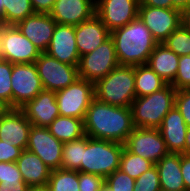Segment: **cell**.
I'll return each instance as SVG.
<instances>
[{
  "instance_id": "obj_1",
  "label": "cell",
  "mask_w": 190,
  "mask_h": 191,
  "mask_svg": "<svg viewBox=\"0 0 190 191\" xmlns=\"http://www.w3.org/2000/svg\"><path fill=\"white\" fill-rule=\"evenodd\" d=\"M131 107H117L94 98L84 119L85 135L124 144L134 129Z\"/></svg>"
},
{
  "instance_id": "obj_2",
  "label": "cell",
  "mask_w": 190,
  "mask_h": 191,
  "mask_svg": "<svg viewBox=\"0 0 190 191\" xmlns=\"http://www.w3.org/2000/svg\"><path fill=\"white\" fill-rule=\"evenodd\" d=\"M110 37L114 41L119 65L147 64L150 54L158 44L139 17L111 31Z\"/></svg>"
},
{
  "instance_id": "obj_3",
  "label": "cell",
  "mask_w": 190,
  "mask_h": 191,
  "mask_svg": "<svg viewBox=\"0 0 190 191\" xmlns=\"http://www.w3.org/2000/svg\"><path fill=\"white\" fill-rule=\"evenodd\" d=\"M124 144L83 136L81 172L103 178L119 169Z\"/></svg>"
},
{
  "instance_id": "obj_4",
  "label": "cell",
  "mask_w": 190,
  "mask_h": 191,
  "mask_svg": "<svg viewBox=\"0 0 190 191\" xmlns=\"http://www.w3.org/2000/svg\"><path fill=\"white\" fill-rule=\"evenodd\" d=\"M134 66L118 65L94 84L95 98L117 107H131L136 98Z\"/></svg>"
},
{
  "instance_id": "obj_5",
  "label": "cell",
  "mask_w": 190,
  "mask_h": 191,
  "mask_svg": "<svg viewBox=\"0 0 190 191\" xmlns=\"http://www.w3.org/2000/svg\"><path fill=\"white\" fill-rule=\"evenodd\" d=\"M176 89L168 84L160 91L136 97L131 105L134 127L159 128L175 105Z\"/></svg>"
},
{
  "instance_id": "obj_6",
  "label": "cell",
  "mask_w": 190,
  "mask_h": 191,
  "mask_svg": "<svg viewBox=\"0 0 190 191\" xmlns=\"http://www.w3.org/2000/svg\"><path fill=\"white\" fill-rule=\"evenodd\" d=\"M118 65L114 41L109 37L93 52L80 57L78 75L79 78L95 84Z\"/></svg>"
},
{
  "instance_id": "obj_7",
  "label": "cell",
  "mask_w": 190,
  "mask_h": 191,
  "mask_svg": "<svg viewBox=\"0 0 190 191\" xmlns=\"http://www.w3.org/2000/svg\"><path fill=\"white\" fill-rule=\"evenodd\" d=\"M56 93L60 116L85 119L87 109L95 98L94 83L78 78Z\"/></svg>"
},
{
  "instance_id": "obj_8",
  "label": "cell",
  "mask_w": 190,
  "mask_h": 191,
  "mask_svg": "<svg viewBox=\"0 0 190 191\" xmlns=\"http://www.w3.org/2000/svg\"><path fill=\"white\" fill-rule=\"evenodd\" d=\"M1 59L13 64L35 63L40 51L15 25L0 24Z\"/></svg>"
},
{
  "instance_id": "obj_9",
  "label": "cell",
  "mask_w": 190,
  "mask_h": 191,
  "mask_svg": "<svg viewBox=\"0 0 190 191\" xmlns=\"http://www.w3.org/2000/svg\"><path fill=\"white\" fill-rule=\"evenodd\" d=\"M35 65L44 90L57 92L79 78L77 66L60 62L45 52L40 53Z\"/></svg>"
},
{
  "instance_id": "obj_10",
  "label": "cell",
  "mask_w": 190,
  "mask_h": 191,
  "mask_svg": "<svg viewBox=\"0 0 190 191\" xmlns=\"http://www.w3.org/2000/svg\"><path fill=\"white\" fill-rule=\"evenodd\" d=\"M12 108L20 109L44 90L35 63L13 64L11 73Z\"/></svg>"
},
{
  "instance_id": "obj_11",
  "label": "cell",
  "mask_w": 190,
  "mask_h": 191,
  "mask_svg": "<svg viewBox=\"0 0 190 191\" xmlns=\"http://www.w3.org/2000/svg\"><path fill=\"white\" fill-rule=\"evenodd\" d=\"M124 147L129 152L139 155L153 164L169 153L157 128L135 127L127 137Z\"/></svg>"
},
{
  "instance_id": "obj_12",
  "label": "cell",
  "mask_w": 190,
  "mask_h": 191,
  "mask_svg": "<svg viewBox=\"0 0 190 191\" xmlns=\"http://www.w3.org/2000/svg\"><path fill=\"white\" fill-rule=\"evenodd\" d=\"M138 17L157 43H163L182 24L181 11L178 9L139 6Z\"/></svg>"
},
{
  "instance_id": "obj_13",
  "label": "cell",
  "mask_w": 190,
  "mask_h": 191,
  "mask_svg": "<svg viewBox=\"0 0 190 191\" xmlns=\"http://www.w3.org/2000/svg\"><path fill=\"white\" fill-rule=\"evenodd\" d=\"M63 142L54 137L48 127L32 125L26 150L36 154L51 170L61 168Z\"/></svg>"
},
{
  "instance_id": "obj_14",
  "label": "cell",
  "mask_w": 190,
  "mask_h": 191,
  "mask_svg": "<svg viewBox=\"0 0 190 191\" xmlns=\"http://www.w3.org/2000/svg\"><path fill=\"white\" fill-rule=\"evenodd\" d=\"M139 0H95V14L111 32L138 17Z\"/></svg>"
},
{
  "instance_id": "obj_15",
  "label": "cell",
  "mask_w": 190,
  "mask_h": 191,
  "mask_svg": "<svg viewBox=\"0 0 190 191\" xmlns=\"http://www.w3.org/2000/svg\"><path fill=\"white\" fill-rule=\"evenodd\" d=\"M56 24L50 14L34 13L15 26L41 53H44L51 42Z\"/></svg>"
},
{
  "instance_id": "obj_16",
  "label": "cell",
  "mask_w": 190,
  "mask_h": 191,
  "mask_svg": "<svg viewBox=\"0 0 190 191\" xmlns=\"http://www.w3.org/2000/svg\"><path fill=\"white\" fill-rule=\"evenodd\" d=\"M45 53L60 62L78 67L80 55L76 45L75 26L56 24Z\"/></svg>"
},
{
  "instance_id": "obj_17",
  "label": "cell",
  "mask_w": 190,
  "mask_h": 191,
  "mask_svg": "<svg viewBox=\"0 0 190 191\" xmlns=\"http://www.w3.org/2000/svg\"><path fill=\"white\" fill-rule=\"evenodd\" d=\"M34 126L48 127L60 115L54 91L43 90L20 108Z\"/></svg>"
},
{
  "instance_id": "obj_18",
  "label": "cell",
  "mask_w": 190,
  "mask_h": 191,
  "mask_svg": "<svg viewBox=\"0 0 190 191\" xmlns=\"http://www.w3.org/2000/svg\"><path fill=\"white\" fill-rule=\"evenodd\" d=\"M31 126L21 109L7 108L1 114L0 140H9L15 147L26 150Z\"/></svg>"
},
{
  "instance_id": "obj_19",
  "label": "cell",
  "mask_w": 190,
  "mask_h": 191,
  "mask_svg": "<svg viewBox=\"0 0 190 191\" xmlns=\"http://www.w3.org/2000/svg\"><path fill=\"white\" fill-rule=\"evenodd\" d=\"M49 14L57 24L77 26L95 14V0H56Z\"/></svg>"
},
{
  "instance_id": "obj_20",
  "label": "cell",
  "mask_w": 190,
  "mask_h": 191,
  "mask_svg": "<svg viewBox=\"0 0 190 191\" xmlns=\"http://www.w3.org/2000/svg\"><path fill=\"white\" fill-rule=\"evenodd\" d=\"M109 37L110 31L96 14L75 26L76 45L80 57L93 52Z\"/></svg>"
},
{
  "instance_id": "obj_21",
  "label": "cell",
  "mask_w": 190,
  "mask_h": 191,
  "mask_svg": "<svg viewBox=\"0 0 190 191\" xmlns=\"http://www.w3.org/2000/svg\"><path fill=\"white\" fill-rule=\"evenodd\" d=\"M158 129L169 153L184 154L185 137L188 127L175 105L165 115Z\"/></svg>"
},
{
  "instance_id": "obj_22",
  "label": "cell",
  "mask_w": 190,
  "mask_h": 191,
  "mask_svg": "<svg viewBox=\"0 0 190 191\" xmlns=\"http://www.w3.org/2000/svg\"><path fill=\"white\" fill-rule=\"evenodd\" d=\"M16 164L29 188L47 186L51 169L36 154L23 150Z\"/></svg>"
},
{
  "instance_id": "obj_23",
  "label": "cell",
  "mask_w": 190,
  "mask_h": 191,
  "mask_svg": "<svg viewBox=\"0 0 190 191\" xmlns=\"http://www.w3.org/2000/svg\"><path fill=\"white\" fill-rule=\"evenodd\" d=\"M160 187L166 191H186L181 172V154L168 153L155 164Z\"/></svg>"
},
{
  "instance_id": "obj_24",
  "label": "cell",
  "mask_w": 190,
  "mask_h": 191,
  "mask_svg": "<svg viewBox=\"0 0 190 191\" xmlns=\"http://www.w3.org/2000/svg\"><path fill=\"white\" fill-rule=\"evenodd\" d=\"M178 63L179 56L164 44L158 43L150 54L147 64L165 82L171 84L176 77Z\"/></svg>"
},
{
  "instance_id": "obj_25",
  "label": "cell",
  "mask_w": 190,
  "mask_h": 191,
  "mask_svg": "<svg viewBox=\"0 0 190 191\" xmlns=\"http://www.w3.org/2000/svg\"><path fill=\"white\" fill-rule=\"evenodd\" d=\"M48 129L54 137L63 143L85 136L84 120L80 118L59 115L48 126Z\"/></svg>"
},
{
  "instance_id": "obj_26",
  "label": "cell",
  "mask_w": 190,
  "mask_h": 191,
  "mask_svg": "<svg viewBox=\"0 0 190 191\" xmlns=\"http://www.w3.org/2000/svg\"><path fill=\"white\" fill-rule=\"evenodd\" d=\"M136 97L152 94L165 88V82L148 64L134 66Z\"/></svg>"
},
{
  "instance_id": "obj_27",
  "label": "cell",
  "mask_w": 190,
  "mask_h": 191,
  "mask_svg": "<svg viewBox=\"0 0 190 191\" xmlns=\"http://www.w3.org/2000/svg\"><path fill=\"white\" fill-rule=\"evenodd\" d=\"M46 187L49 191H79V172L62 168L51 170Z\"/></svg>"
},
{
  "instance_id": "obj_28",
  "label": "cell",
  "mask_w": 190,
  "mask_h": 191,
  "mask_svg": "<svg viewBox=\"0 0 190 191\" xmlns=\"http://www.w3.org/2000/svg\"><path fill=\"white\" fill-rule=\"evenodd\" d=\"M34 13L31 0H4L3 25H16Z\"/></svg>"
},
{
  "instance_id": "obj_29",
  "label": "cell",
  "mask_w": 190,
  "mask_h": 191,
  "mask_svg": "<svg viewBox=\"0 0 190 191\" xmlns=\"http://www.w3.org/2000/svg\"><path fill=\"white\" fill-rule=\"evenodd\" d=\"M153 165L154 164L151 161L129 152L124 147L120 157L119 170L136 180Z\"/></svg>"
},
{
  "instance_id": "obj_30",
  "label": "cell",
  "mask_w": 190,
  "mask_h": 191,
  "mask_svg": "<svg viewBox=\"0 0 190 191\" xmlns=\"http://www.w3.org/2000/svg\"><path fill=\"white\" fill-rule=\"evenodd\" d=\"M83 156V137L70 142H65L62 149V169L81 172Z\"/></svg>"
},
{
  "instance_id": "obj_31",
  "label": "cell",
  "mask_w": 190,
  "mask_h": 191,
  "mask_svg": "<svg viewBox=\"0 0 190 191\" xmlns=\"http://www.w3.org/2000/svg\"><path fill=\"white\" fill-rule=\"evenodd\" d=\"M162 44L179 57L190 55V31L181 24Z\"/></svg>"
},
{
  "instance_id": "obj_32",
  "label": "cell",
  "mask_w": 190,
  "mask_h": 191,
  "mask_svg": "<svg viewBox=\"0 0 190 191\" xmlns=\"http://www.w3.org/2000/svg\"><path fill=\"white\" fill-rule=\"evenodd\" d=\"M13 63L0 59V101L12 108L11 73Z\"/></svg>"
},
{
  "instance_id": "obj_33",
  "label": "cell",
  "mask_w": 190,
  "mask_h": 191,
  "mask_svg": "<svg viewBox=\"0 0 190 191\" xmlns=\"http://www.w3.org/2000/svg\"><path fill=\"white\" fill-rule=\"evenodd\" d=\"M159 174L155 164L135 180L133 191H160Z\"/></svg>"
},
{
  "instance_id": "obj_34",
  "label": "cell",
  "mask_w": 190,
  "mask_h": 191,
  "mask_svg": "<svg viewBox=\"0 0 190 191\" xmlns=\"http://www.w3.org/2000/svg\"><path fill=\"white\" fill-rule=\"evenodd\" d=\"M105 183L112 191H133L135 179L117 169L105 178Z\"/></svg>"
},
{
  "instance_id": "obj_35",
  "label": "cell",
  "mask_w": 190,
  "mask_h": 191,
  "mask_svg": "<svg viewBox=\"0 0 190 191\" xmlns=\"http://www.w3.org/2000/svg\"><path fill=\"white\" fill-rule=\"evenodd\" d=\"M171 85L176 90L190 89V55L179 57L178 70Z\"/></svg>"
},
{
  "instance_id": "obj_36",
  "label": "cell",
  "mask_w": 190,
  "mask_h": 191,
  "mask_svg": "<svg viewBox=\"0 0 190 191\" xmlns=\"http://www.w3.org/2000/svg\"><path fill=\"white\" fill-rule=\"evenodd\" d=\"M175 106L185 120L187 127L190 126V89L176 91Z\"/></svg>"
},
{
  "instance_id": "obj_37",
  "label": "cell",
  "mask_w": 190,
  "mask_h": 191,
  "mask_svg": "<svg viewBox=\"0 0 190 191\" xmlns=\"http://www.w3.org/2000/svg\"><path fill=\"white\" fill-rule=\"evenodd\" d=\"M104 183L99 175L79 172V191H100Z\"/></svg>"
},
{
  "instance_id": "obj_38",
  "label": "cell",
  "mask_w": 190,
  "mask_h": 191,
  "mask_svg": "<svg viewBox=\"0 0 190 191\" xmlns=\"http://www.w3.org/2000/svg\"><path fill=\"white\" fill-rule=\"evenodd\" d=\"M22 151L21 148L15 147L9 140H0V162H16Z\"/></svg>"
},
{
  "instance_id": "obj_39",
  "label": "cell",
  "mask_w": 190,
  "mask_h": 191,
  "mask_svg": "<svg viewBox=\"0 0 190 191\" xmlns=\"http://www.w3.org/2000/svg\"><path fill=\"white\" fill-rule=\"evenodd\" d=\"M23 180L16 162H0V182Z\"/></svg>"
},
{
  "instance_id": "obj_40",
  "label": "cell",
  "mask_w": 190,
  "mask_h": 191,
  "mask_svg": "<svg viewBox=\"0 0 190 191\" xmlns=\"http://www.w3.org/2000/svg\"><path fill=\"white\" fill-rule=\"evenodd\" d=\"M28 185L23 180L0 182V191H27Z\"/></svg>"
},
{
  "instance_id": "obj_41",
  "label": "cell",
  "mask_w": 190,
  "mask_h": 191,
  "mask_svg": "<svg viewBox=\"0 0 190 191\" xmlns=\"http://www.w3.org/2000/svg\"><path fill=\"white\" fill-rule=\"evenodd\" d=\"M181 172L185 190L190 191V155L181 154Z\"/></svg>"
},
{
  "instance_id": "obj_42",
  "label": "cell",
  "mask_w": 190,
  "mask_h": 191,
  "mask_svg": "<svg viewBox=\"0 0 190 191\" xmlns=\"http://www.w3.org/2000/svg\"><path fill=\"white\" fill-rule=\"evenodd\" d=\"M56 0H31V4L35 13L49 14Z\"/></svg>"
},
{
  "instance_id": "obj_43",
  "label": "cell",
  "mask_w": 190,
  "mask_h": 191,
  "mask_svg": "<svg viewBox=\"0 0 190 191\" xmlns=\"http://www.w3.org/2000/svg\"><path fill=\"white\" fill-rule=\"evenodd\" d=\"M139 6H150L172 9L171 0H139Z\"/></svg>"
},
{
  "instance_id": "obj_44",
  "label": "cell",
  "mask_w": 190,
  "mask_h": 191,
  "mask_svg": "<svg viewBox=\"0 0 190 191\" xmlns=\"http://www.w3.org/2000/svg\"><path fill=\"white\" fill-rule=\"evenodd\" d=\"M181 23L190 31V5L181 12Z\"/></svg>"
},
{
  "instance_id": "obj_45",
  "label": "cell",
  "mask_w": 190,
  "mask_h": 191,
  "mask_svg": "<svg viewBox=\"0 0 190 191\" xmlns=\"http://www.w3.org/2000/svg\"><path fill=\"white\" fill-rule=\"evenodd\" d=\"M172 9H178L181 12L190 5V0H171Z\"/></svg>"
},
{
  "instance_id": "obj_46",
  "label": "cell",
  "mask_w": 190,
  "mask_h": 191,
  "mask_svg": "<svg viewBox=\"0 0 190 191\" xmlns=\"http://www.w3.org/2000/svg\"><path fill=\"white\" fill-rule=\"evenodd\" d=\"M184 154L190 155V126L187 129V133L185 137Z\"/></svg>"
},
{
  "instance_id": "obj_47",
  "label": "cell",
  "mask_w": 190,
  "mask_h": 191,
  "mask_svg": "<svg viewBox=\"0 0 190 191\" xmlns=\"http://www.w3.org/2000/svg\"><path fill=\"white\" fill-rule=\"evenodd\" d=\"M4 0H0V24H3Z\"/></svg>"
},
{
  "instance_id": "obj_48",
  "label": "cell",
  "mask_w": 190,
  "mask_h": 191,
  "mask_svg": "<svg viewBox=\"0 0 190 191\" xmlns=\"http://www.w3.org/2000/svg\"><path fill=\"white\" fill-rule=\"evenodd\" d=\"M27 191H49L48 188L45 187H32V188H28Z\"/></svg>"
},
{
  "instance_id": "obj_49",
  "label": "cell",
  "mask_w": 190,
  "mask_h": 191,
  "mask_svg": "<svg viewBox=\"0 0 190 191\" xmlns=\"http://www.w3.org/2000/svg\"><path fill=\"white\" fill-rule=\"evenodd\" d=\"M8 107L0 101V114H2Z\"/></svg>"
},
{
  "instance_id": "obj_50",
  "label": "cell",
  "mask_w": 190,
  "mask_h": 191,
  "mask_svg": "<svg viewBox=\"0 0 190 191\" xmlns=\"http://www.w3.org/2000/svg\"><path fill=\"white\" fill-rule=\"evenodd\" d=\"M100 191H112V190L106 183H104V185L101 187Z\"/></svg>"
}]
</instances>
